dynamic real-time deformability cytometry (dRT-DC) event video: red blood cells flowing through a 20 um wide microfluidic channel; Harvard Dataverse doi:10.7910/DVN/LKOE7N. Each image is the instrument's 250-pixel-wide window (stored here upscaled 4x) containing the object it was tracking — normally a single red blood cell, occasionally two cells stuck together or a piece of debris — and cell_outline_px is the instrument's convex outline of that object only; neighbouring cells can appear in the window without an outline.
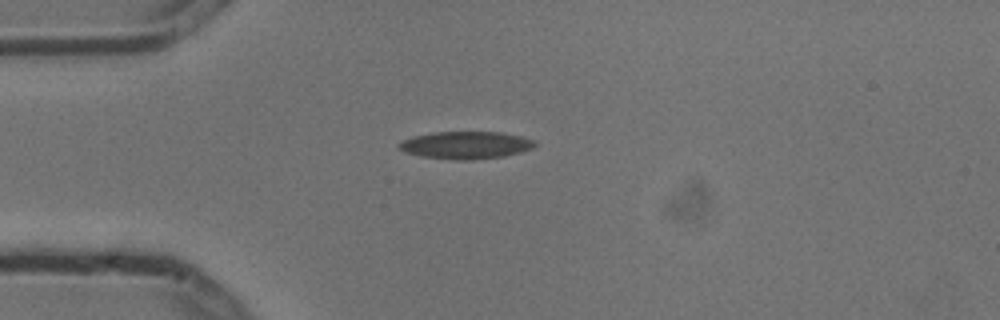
{"species": "common noctule bat (a hibernating species)", "species_latin": "Nyctalus noctula", "temperature_condition": "cold", "stored_images_in_passage": 2, "camera_frame_rate_fps": 3000, "um_per_image_px": 0.085, "animal": {"sex": "male", "body_mass_g": 13.3}, "frame": {"image": 1, "passage_image": 1, "time_ms": 0.0, "image_size_px": [1000, 320], "cell_outline_px": [[536, 144], [532, 148], [520, 152], [504, 156], [472, 160], [452, 160], [420, 156], [404, 152], [400, 148], [400, 144], [404, 140], [412, 136], [436, 132], [500, 132], [520, 136], [536, 140]], "centroid_in_image_um": [39.61, 12.34], "position_along_channel_um": 45.4, "area_um2": 21.68}}